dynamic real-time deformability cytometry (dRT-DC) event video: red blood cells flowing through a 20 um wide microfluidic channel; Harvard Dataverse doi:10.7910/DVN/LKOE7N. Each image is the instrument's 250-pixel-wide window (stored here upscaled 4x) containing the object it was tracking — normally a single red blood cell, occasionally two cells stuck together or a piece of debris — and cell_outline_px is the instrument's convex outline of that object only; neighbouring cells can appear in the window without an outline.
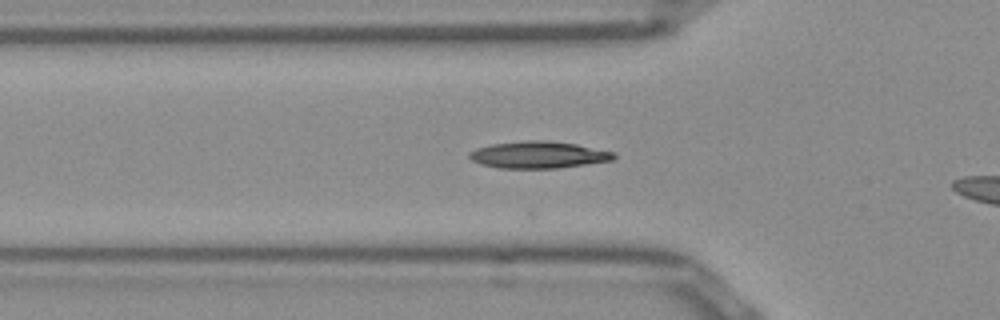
{"species": "Egyptian fruit bat (a non-hibernating species)", "species_latin": "Rousettus aegyptiacus", "temperature_condition": "room temperature", "stored_images_in_passage": 28, "camera_frame_rate_fps": 3000, "um_per_image_px": 0.085, "frame": {"image": 1, "passage_image": 3, "time_ms": 0.667, "image_size_px": [1000, 320], "cell_outline_px": [[616, 156], [612, 160], [556, 168], [500, 168], [480, 164], [472, 160], [468, 156], [468, 152], [492, 144], [524, 140], [544, 140], [576, 144], [616, 152]], "centroid_in_image_um": [45.77, 13.15], "position_along_channel_um": 80.0, "area_um2": 22.48}}
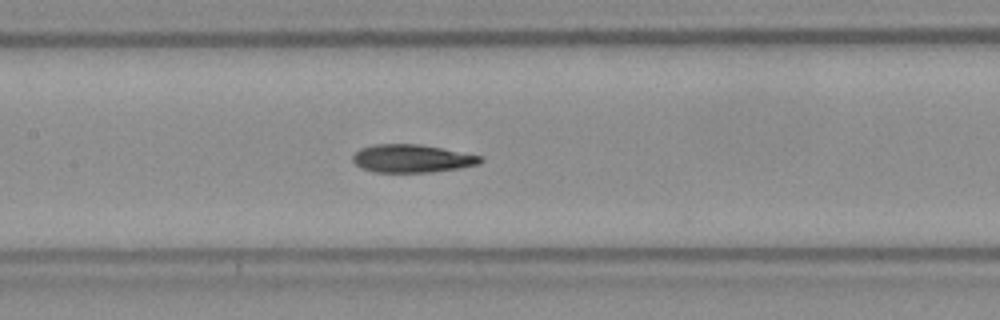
{"frame": {"image": 2, "passage_image": 10, "time_ms": 3.0, "image_size_px": [1000, 320], "cell_outline_px": [[484, 160], [480, 164], [456, 168], [428, 172], [376, 172], [364, 168], [356, 164], [352, 160], [352, 156], [360, 148], [376, 144], [416, 144], [440, 148], [480, 156]], "centroid_in_image_um": [34.99, 13.47], "position_along_channel_um": 172.4, "area_um2": 20.4}}
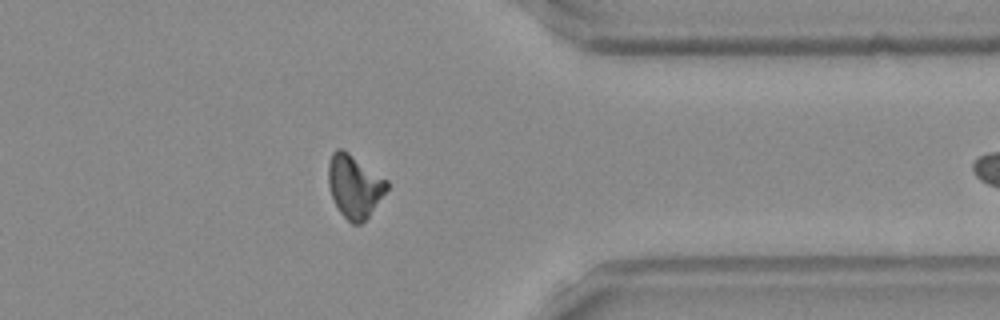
{"frame": {"image": 3, "passage_image": 27, "time_ms": 8.667, "image_size_px": [1000, 320], "cell_outline_px": [[388, 188], [368, 216], [360, 224], [352, 224], [340, 212], [332, 196], [328, 184], [328, 164], [332, 152], [336, 148], [340, 148], [348, 152], [388, 180]], "centroid_in_image_um": [30.11, 15.8], "position_along_channel_um": 381.3, "area_um2": 21.21}}